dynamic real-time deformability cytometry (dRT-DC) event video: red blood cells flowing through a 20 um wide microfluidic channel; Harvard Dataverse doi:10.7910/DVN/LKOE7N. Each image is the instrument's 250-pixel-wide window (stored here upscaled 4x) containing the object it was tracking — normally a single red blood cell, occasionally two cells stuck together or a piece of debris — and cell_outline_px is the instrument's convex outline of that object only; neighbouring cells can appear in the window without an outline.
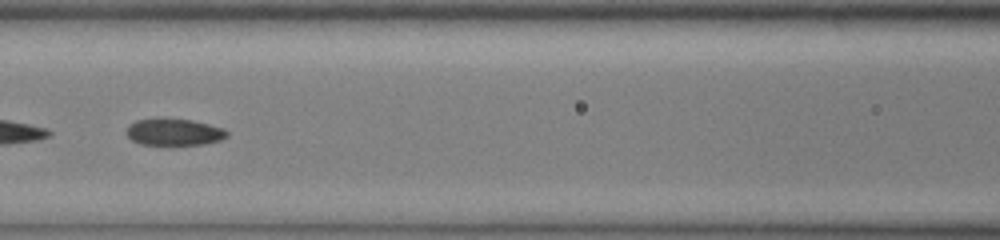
{"species": "common noctule bat (a hibernating species)", "species_latin": "Nyctalus noctula", "temperature_condition": "cold", "stored_images_in_passage": 47, "camera_frame_rate_fps": 3000, "um_per_image_px": 0.085, "animal": {"sex": "male", "body_mass_g": 13.0, "forearm_length_mm": 53.1}, "frame": {"image": 1, "passage_image": 20, "time_ms": 6.333, "image_size_px": [1000, 240], "cell_outline_px": [[228, 136], [220, 140], [204, 144], [140, 144], [132, 140], [124, 132], [128, 124], [136, 120], [192, 120], [224, 128], [228, 132]], "centroid_in_image_um": [14.79, 11.24], "position_along_channel_um": 151.8, "area_um2": 15.32}}
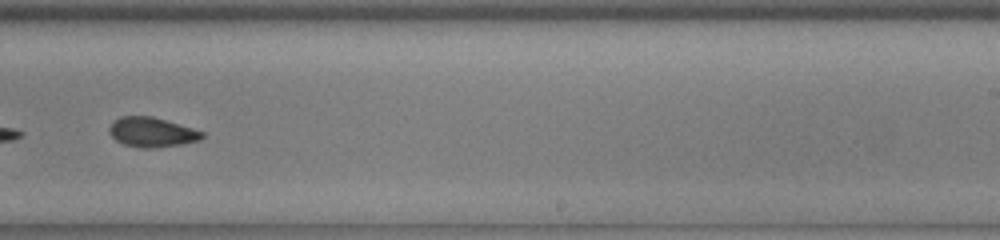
{"frame": {"image": 2, "passage_image": 29, "time_ms": 9.333, "image_size_px": [1000, 240], "cell_outline_px": [[204, 136], [200, 140], [184, 144], [156, 148], [144, 148], [124, 144], [116, 140], [108, 132], [108, 128], [120, 116], [152, 116], [192, 128], [204, 132]], "centroid_in_image_um": [12.92, 11.24], "position_along_channel_um": 276.1, "area_um2": 16.01}}
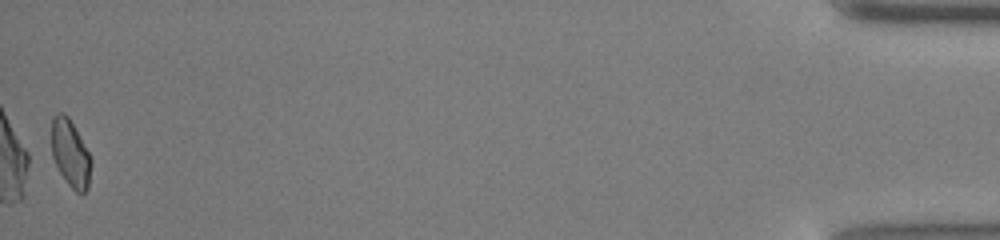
{"frame": {"image": 3, "passage_image": 47, "time_ms": 15.333, "image_size_px": [1000, 240], "cell_outline_px": [[92, 164], [88, 188], [84, 192], [76, 192], [68, 184], [60, 172], [52, 156], [52, 116], [56, 112], [64, 112], [68, 116], [88, 152], [92, 160]], "centroid_in_image_um": [5.98, 13.02], "position_along_channel_um": 429.2, "area_um2": 15.37}}